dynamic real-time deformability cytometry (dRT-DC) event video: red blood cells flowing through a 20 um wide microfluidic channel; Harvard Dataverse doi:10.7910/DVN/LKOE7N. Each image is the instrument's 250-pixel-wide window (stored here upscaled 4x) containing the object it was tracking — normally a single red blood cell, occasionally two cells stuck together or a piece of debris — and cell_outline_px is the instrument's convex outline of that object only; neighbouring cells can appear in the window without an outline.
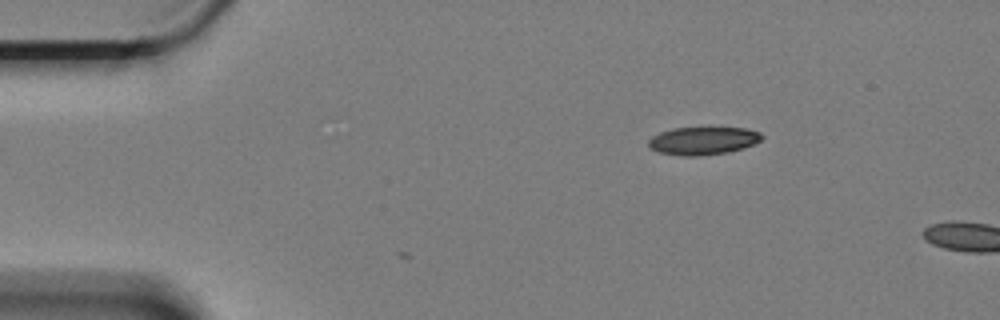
{"species": "Egyptian fruit bat (a non-hibernating species)", "species_latin": "Rousettus aegyptiacus", "temperature_condition": "cold", "stored_images_in_passage": 2, "camera_frame_rate_fps": 3000, "um_per_image_px": 0.085, "animal": {"sex": "female"}, "frame": {"image": 1, "passage_image": 2, "time_ms": 0.333, "image_size_px": [1000, 320], "cell_outline_px": [[764, 136], [760, 140], [744, 148], [728, 152], [700, 156], [680, 156], [660, 152], [648, 148], [648, 140], [652, 136], [660, 132], [672, 128], [708, 124], [744, 128], [760, 132]], "centroid_in_image_um": [59.75, 11.9], "position_along_channel_um": 25.3, "area_um2": 19.48}}